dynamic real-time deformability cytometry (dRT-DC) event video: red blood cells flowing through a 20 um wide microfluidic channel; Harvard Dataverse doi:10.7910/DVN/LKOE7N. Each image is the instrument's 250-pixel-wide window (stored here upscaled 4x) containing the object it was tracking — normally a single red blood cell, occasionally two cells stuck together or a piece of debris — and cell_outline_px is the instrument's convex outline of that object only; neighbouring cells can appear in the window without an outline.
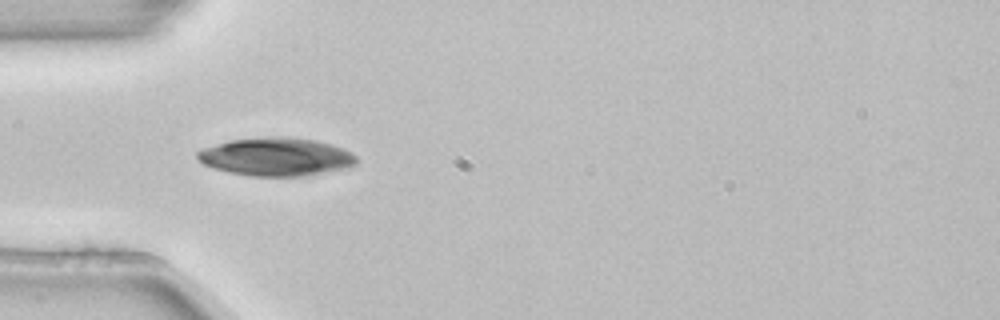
{"species": "common noctule bat (a hibernating species)", "species_latin": "Nyctalus noctula", "temperature_condition": "room temperature", "stored_images_in_passage": 4, "camera_frame_rate_fps": 3000, "um_per_image_px": 0.085, "animal": {"sex": "female", "body_mass_g": 22.7, "forearm_length_mm": 54.2}, "frame": {"image": 1, "passage_image": 3, "time_ms": 0.667, "image_size_px": [1000, 320], "cell_outline_px": [[360, 160], [356, 164], [348, 168], [304, 176], [252, 176], [228, 172], [212, 168], [204, 164], [196, 156], [196, 152], [204, 148], [216, 144], [232, 140], [264, 136], [288, 136], [316, 140], [344, 148], [352, 152]], "centroid_in_image_um": [23.52, 13.32], "position_along_channel_um": 61.5, "area_um2": 35.78}}